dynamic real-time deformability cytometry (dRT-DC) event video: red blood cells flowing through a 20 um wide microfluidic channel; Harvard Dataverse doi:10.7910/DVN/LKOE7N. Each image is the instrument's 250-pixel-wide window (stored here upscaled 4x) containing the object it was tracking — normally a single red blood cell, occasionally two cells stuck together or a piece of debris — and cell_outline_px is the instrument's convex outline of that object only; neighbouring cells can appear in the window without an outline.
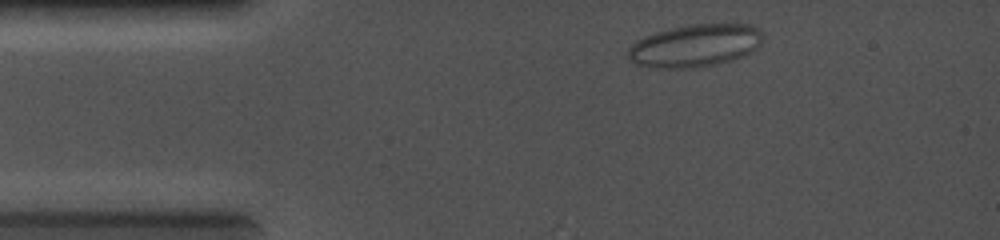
{"species": "common noctule bat (a hibernating species)", "species_latin": "Nyctalus noctula", "temperature_condition": "cold", "stored_images_in_passage": 4, "camera_frame_rate_fps": 5000, "um_per_image_px": 0.085, "animal": {"sex": "female", "body_mass_g": 19.0, "forearm_length_mm": 56.7}, "frame": {"image": 1, "passage_image": 1, "time_ms": 0.0, "image_size_px": [1000, 240], "cell_outline_px": [[764, 36], [760, 44], [752, 52], [744, 56], [732, 60], [716, 64], [696, 68], [656, 68], [636, 64], [628, 60], [628, 48], [636, 40], [644, 36], [656, 32], [672, 28], [692, 24], [752, 24], [760, 28]], "centroid_in_image_um": [59.1, 3.88], "position_along_channel_um": 25.9, "area_um2": 33.81}}
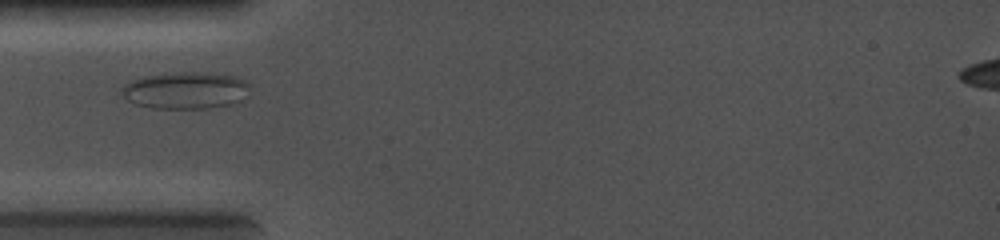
{"frame": {"image": 2, "passage_image": 3, "time_ms": 2.4, "image_size_px": [1000, 240], "cell_outline_px": [[252, 84], [240, 100], [232, 104], [208, 108], [152, 108], [136, 104], [128, 100], [120, 92], [120, 88], [128, 80], [144, 76], [176, 72], [208, 72], [232, 76], [244, 80]], "centroid_in_image_um": [15.73, 7.67], "position_along_channel_um": 69.3, "area_um2": 27.69}}